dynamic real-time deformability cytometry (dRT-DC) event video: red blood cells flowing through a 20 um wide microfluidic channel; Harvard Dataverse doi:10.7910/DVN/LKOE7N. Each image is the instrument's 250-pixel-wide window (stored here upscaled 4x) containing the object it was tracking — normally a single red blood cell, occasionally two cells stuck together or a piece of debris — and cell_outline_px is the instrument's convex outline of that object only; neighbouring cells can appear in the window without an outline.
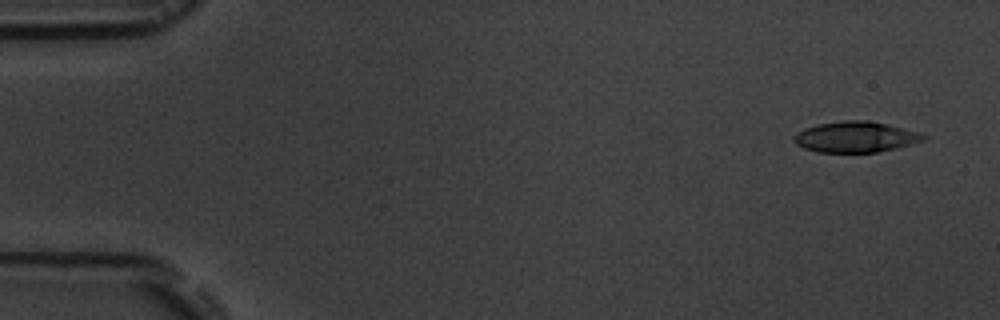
{"species": "common noctule bat (a hibernating species)", "species_latin": "Nyctalus noctula", "temperature_condition": "room temperature", "stored_images_in_passage": 6, "camera_frame_rate_fps": 3000, "um_per_image_px": 0.085, "animal": {"sex": "male", "body_mass_g": 19.5, "forearm_length_mm": 54.6}, "frame": {"image": 1, "passage_image": 1, "time_ms": 0.0, "image_size_px": [1000, 320], "cell_outline_px": [[928, 136], [924, 140], [896, 148], [876, 152], [816, 152], [804, 148], [796, 144], [792, 140], [792, 136], [796, 132], [804, 128], [816, 124], [844, 120], [868, 120], [888, 124], [916, 132]], "centroid_in_image_um": [72.65, 11.63], "position_along_channel_um": 12.3, "area_um2": 23.29}}
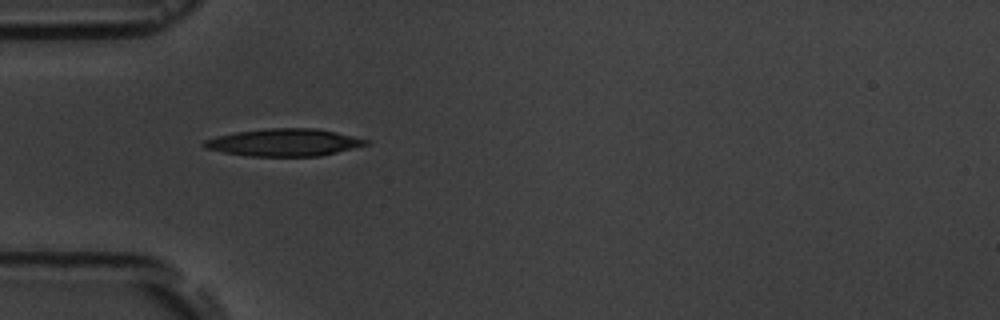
{"frame": {"image": 2, "passage_image": 5, "time_ms": 4.667, "image_size_px": [1000, 320], "cell_outline_px": [[372, 140], [368, 144], [320, 156], [248, 156], [224, 152], [204, 148], [200, 144], [204, 140], [216, 136], [236, 132], [268, 128], [316, 128], [336, 132]], "centroid_in_image_um": [24.13, 12.1], "position_along_channel_um": 60.9, "area_um2": 25.84}}
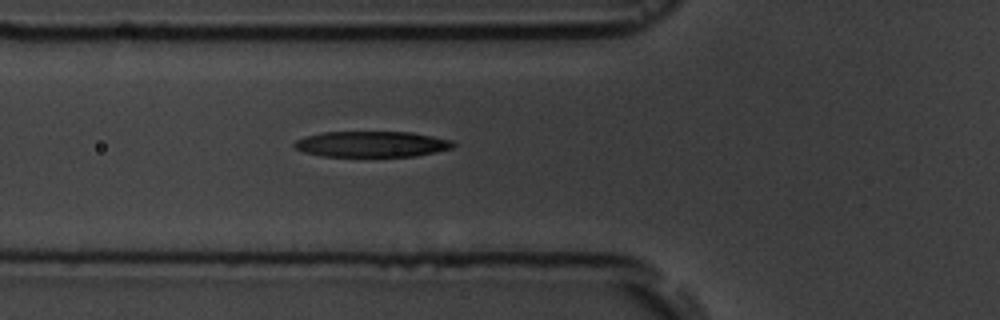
{"frame": {"image": 3, "passage_image": 6, "time_ms": 5.667, "image_size_px": [1000, 320], "cell_outline_px": [[456, 144], [452, 148], [416, 156], [324, 156], [304, 152], [296, 148], [292, 144], [296, 140], [308, 136], [324, 132], [412, 132], [452, 140]], "centroid_in_image_um": [31.62, 12.25], "position_along_channel_um": 94.2, "area_um2": 23.7}}